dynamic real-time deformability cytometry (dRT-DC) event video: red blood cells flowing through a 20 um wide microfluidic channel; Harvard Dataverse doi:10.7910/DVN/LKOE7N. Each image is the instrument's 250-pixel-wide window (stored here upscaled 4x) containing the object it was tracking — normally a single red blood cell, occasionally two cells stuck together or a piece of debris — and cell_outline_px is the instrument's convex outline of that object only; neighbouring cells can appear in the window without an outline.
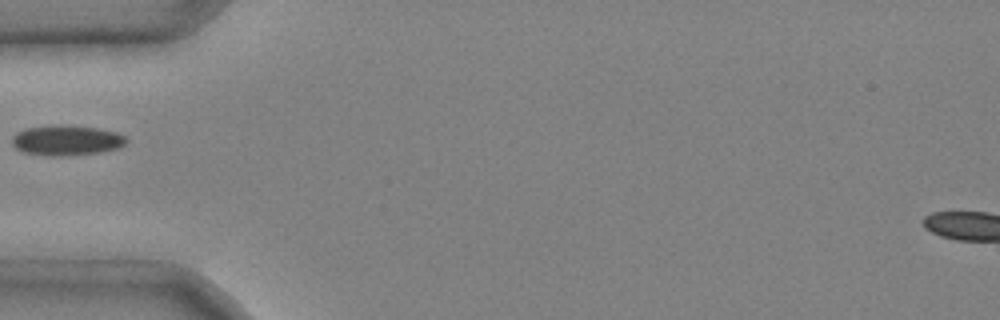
{"species": "common noctule bat (a hibernating species)", "species_latin": "Nyctalus noctula", "temperature_condition": "cold", "stored_images_in_passage": 5, "camera_frame_rate_fps": 3000, "um_per_image_px": 0.085, "animal": {"sex": "male", "body_mass_g": 20.4}, "frame": {"image": 1, "passage_image": 5, "time_ms": 1.333, "image_size_px": [1000, 320], "cell_outline_px": [[128, 140], [120, 148], [100, 152], [64, 156], [52, 156], [24, 152], [16, 148], [12, 144], [12, 136], [16, 132], [28, 128], [52, 124], [60, 124], [100, 128], [116, 132], [124, 136]], "centroid_in_image_um": [5.66, 11.91], "position_along_channel_um": 79.3, "area_um2": 20.29}}